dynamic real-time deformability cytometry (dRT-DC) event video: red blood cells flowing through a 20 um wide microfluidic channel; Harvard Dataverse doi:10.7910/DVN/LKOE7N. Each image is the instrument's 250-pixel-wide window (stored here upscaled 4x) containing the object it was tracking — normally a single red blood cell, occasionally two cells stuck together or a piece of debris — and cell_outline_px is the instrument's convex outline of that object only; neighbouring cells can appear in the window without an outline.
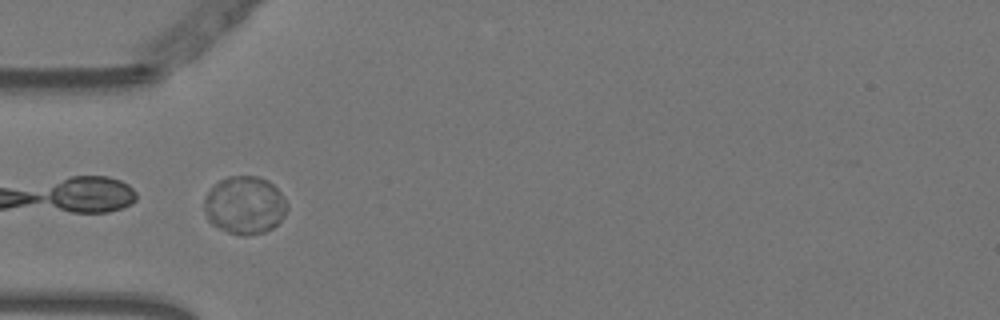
{"species": "Egyptian fruit bat (a non-hibernating species)", "species_latin": "Rousettus aegyptiacus", "temperature_condition": "warm", "stored_images_in_passage": 4, "camera_frame_rate_fps": 3000, "um_per_image_px": 0.085, "animal": {"sex": "female"}, "frame": {"image": 1, "passage_image": 1, "time_ms": 0.0, "image_size_px": [1000, 320], "cell_outline_px": [[288, 208], [284, 216], [272, 228], [264, 232], [248, 236], [240, 236], [228, 232], [212, 224], [208, 220], [204, 212], [204, 200], [208, 192], [220, 180], [228, 176], [256, 176], [268, 180], [284, 196], [288, 204]], "centroid_in_image_um": [20.81, 17.45], "position_along_channel_um": 64.2, "area_um2": 28.03}}